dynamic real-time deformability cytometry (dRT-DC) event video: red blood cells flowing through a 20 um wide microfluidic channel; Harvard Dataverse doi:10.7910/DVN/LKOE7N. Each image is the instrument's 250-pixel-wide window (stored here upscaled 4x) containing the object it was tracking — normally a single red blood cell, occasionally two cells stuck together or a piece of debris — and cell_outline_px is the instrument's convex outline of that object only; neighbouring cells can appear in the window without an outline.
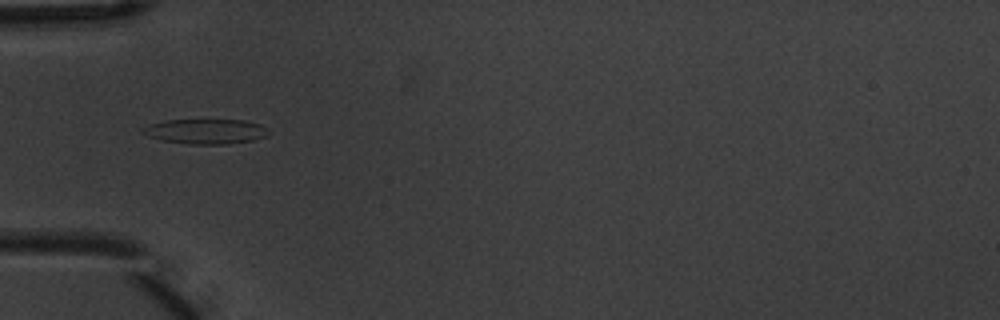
{"species": "common noctule bat (a hibernating species)", "species_latin": "Nyctalus noctula", "temperature_condition": "warm", "stored_images_in_passage": 10, "camera_frame_rate_fps": 3000, "um_per_image_px": 0.085, "animal": {"sex": "male", "body_mass_g": 20.1, "forearm_length_mm": 53.5}, "frame": {"image": 1, "passage_image": 5, "time_ms": 1.333, "image_size_px": [1000, 320], "cell_outline_px": [[268, 136], [252, 140], [228, 144], [188, 144], [160, 140], [148, 136], [140, 132], [140, 128], [148, 124], [168, 120], [244, 120], [260, 124], [268, 128]], "centroid_in_image_um": [17.45, 11.17], "position_along_channel_um": 67.5, "area_um2": 18.44}}
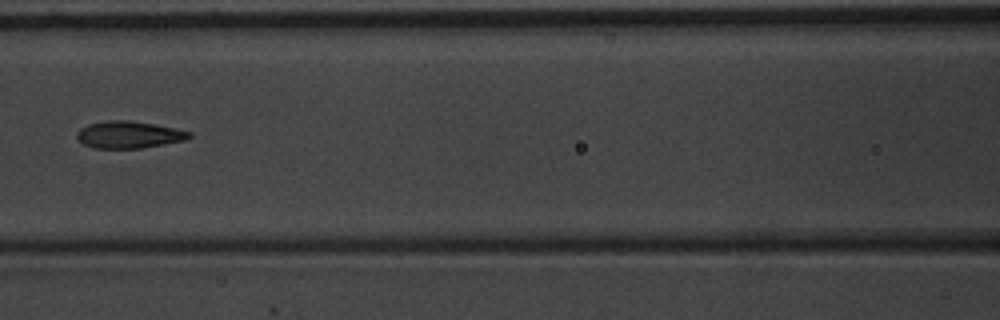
{"frame": {"image": 2, "passage_image": 7, "time_ms": 2.0, "image_size_px": [1000, 320], "cell_outline_px": [[192, 136], [184, 140], [164, 144], [140, 148], [96, 148], [84, 144], [76, 136], [76, 132], [80, 128], [88, 124], [108, 120], [128, 120], [176, 128], [192, 132]], "centroid_in_image_um": [10.95, 11.44], "position_along_channel_um": 155.6, "area_um2": 17.57}}
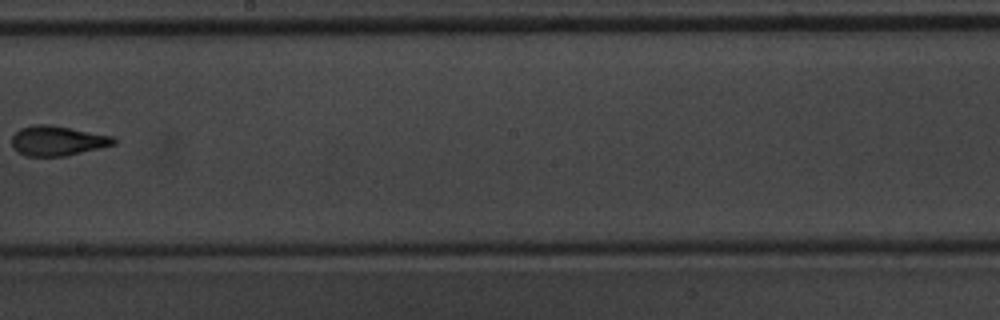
{"frame": {"image": 3, "passage_image": 9, "time_ms": 2.667, "image_size_px": [1000, 320], "cell_outline_px": [[116, 144], [64, 156], [28, 156], [12, 148], [12, 136], [20, 128], [32, 124], [48, 124], [112, 136], [116, 140]], "centroid_in_image_um": [4.85, 11.96], "position_along_channel_um": 243.3, "area_um2": 17.51}}